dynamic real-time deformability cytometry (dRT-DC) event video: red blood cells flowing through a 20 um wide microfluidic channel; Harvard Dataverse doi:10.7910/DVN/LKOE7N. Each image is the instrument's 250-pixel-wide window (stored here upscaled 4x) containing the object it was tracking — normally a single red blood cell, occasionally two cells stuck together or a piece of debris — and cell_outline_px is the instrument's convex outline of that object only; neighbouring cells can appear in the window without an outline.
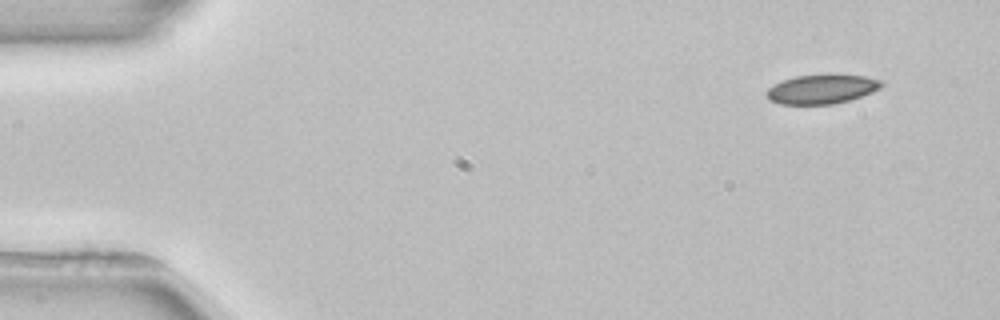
{"species": "common noctule bat (a hibernating species)", "species_latin": "Nyctalus noctula", "temperature_condition": "room temperature", "stored_images_in_passage": 3, "camera_frame_rate_fps": 3000, "um_per_image_px": 0.085, "animal": {"sex": "female", "body_mass_g": 22.7, "forearm_length_mm": 54.2}, "frame": {"image": 1, "passage_image": 1, "time_ms": 0.0, "image_size_px": [1000, 320], "cell_outline_px": [[884, 84], [880, 88], [872, 92], [848, 100], [832, 104], [780, 104], [768, 100], [764, 92], [772, 84], [796, 76], [864, 76], [880, 80]], "centroid_in_image_um": [69.78, 7.6], "position_along_channel_um": 15.2, "area_um2": 19.13}}